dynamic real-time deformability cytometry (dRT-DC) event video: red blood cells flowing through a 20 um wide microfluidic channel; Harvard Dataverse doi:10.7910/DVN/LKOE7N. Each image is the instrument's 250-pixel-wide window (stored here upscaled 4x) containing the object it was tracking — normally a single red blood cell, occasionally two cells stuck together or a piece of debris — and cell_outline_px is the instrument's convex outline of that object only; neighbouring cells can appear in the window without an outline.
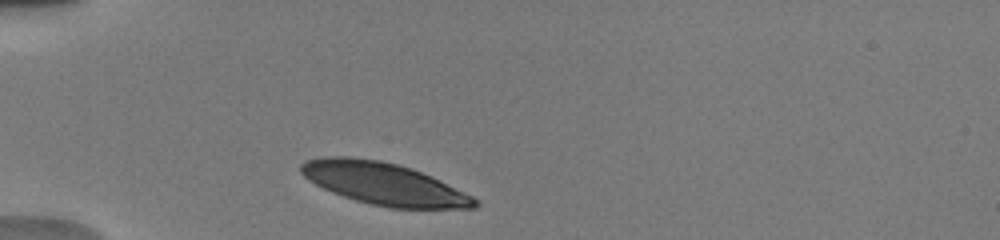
{"species": "human", "species_latin": "Homo sapiens", "temperature_condition": "warm", "stored_images_in_passage": 18, "camera_frame_rate_fps": 3000, "um_per_image_px": 0.085, "donor": {"sex": "male"}, "frame": {"image": 1, "passage_image": 3, "time_ms": 0.333, "image_size_px": [1000, 240], "cell_outline_px": [[480, 204], [476, 208], [388, 208], [356, 200], [332, 192], [308, 180], [300, 172], [300, 164], [304, 160], [324, 156], [348, 156], [380, 160], [412, 168], [432, 176], [480, 200]], "centroid_in_image_um": [32.62, 15.6], "position_along_channel_um": 52.4, "area_um2": 42.71}}
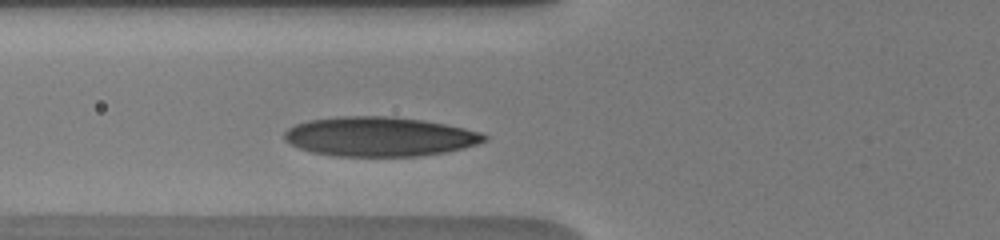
{"frame": {"image": 2, "passage_image": 14, "time_ms": 2.0, "image_size_px": [1000, 240], "cell_outline_px": [[488, 140], [464, 148], [444, 152], [416, 156], [332, 156], [312, 152], [300, 148], [284, 140], [284, 132], [288, 128], [296, 124], [308, 120], [340, 116], [392, 116], [424, 120], [464, 128], [480, 132], [488, 136]], "centroid_in_image_um": [32.25, 11.6], "position_along_channel_um": 93.5, "area_um2": 46.01}}